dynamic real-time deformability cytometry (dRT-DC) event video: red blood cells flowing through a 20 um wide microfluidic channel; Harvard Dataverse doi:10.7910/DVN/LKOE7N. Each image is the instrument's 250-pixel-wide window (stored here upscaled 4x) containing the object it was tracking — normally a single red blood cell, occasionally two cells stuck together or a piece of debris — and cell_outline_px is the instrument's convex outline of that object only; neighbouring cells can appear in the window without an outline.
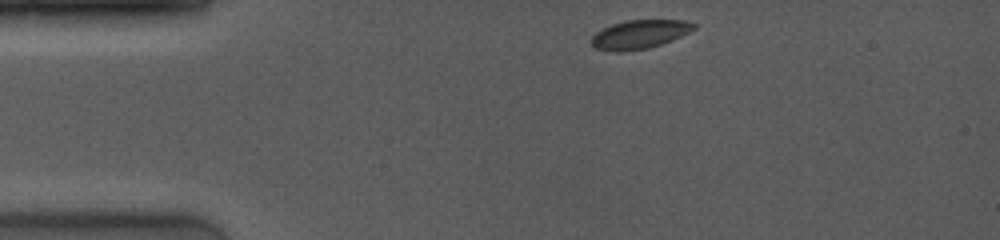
{"species": "common noctule bat (a hibernating species)", "species_latin": "Nyctalus noctula", "temperature_condition": "room temperature", "stored_images_in_passage": 5, "camera_frame_rate_fps": 4000, "um_per_image_px": 0.085, "animal": {"sex": "female", "body_mass_g": 19.0, "forearm_length_mm": 53.3}, "frame": {"image": 1, "passage_image": 1, "time_ms": 0.0, "image_size_px": [1000, 240], "cell_outline_px": [[696, 28], [672, 40], [648, 48], [624, 52], [616, 52], [592, 48], [588, 40], [596, 32], [612, 24], [624, 20], [684, 20], [696, 24]], "centroid_in_image_um": [54.29, 2.93], "position_along_channel_um": 30.7, "area_um2": 17.34}}
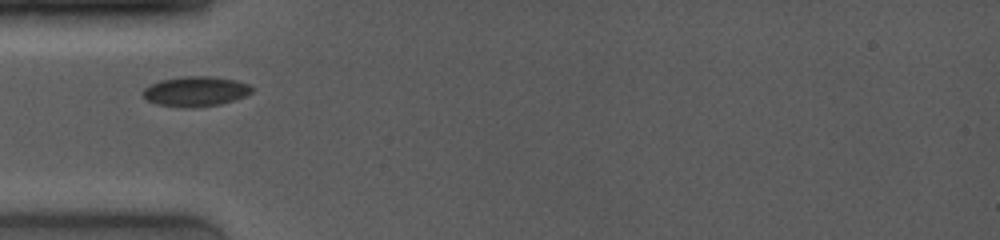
{"frame": {"image": 2, "passage_image": 3, "time_ms": 2.25, "image_size_px": [1000, 240], "cell_outline_px": [[256, 88], [252, 92], [244, 96], [220, 104], [192, 108], [188, 108], [156, 104], [148, 100], [144, 96], [144, 88], [160, 80], [184, 76], [208, 76], [236, 80], [248, 84]], "centroid_in_image_um": [16.65, 7.76], "position_along_channel_um": 68.3, "area_um2": 18.9}}